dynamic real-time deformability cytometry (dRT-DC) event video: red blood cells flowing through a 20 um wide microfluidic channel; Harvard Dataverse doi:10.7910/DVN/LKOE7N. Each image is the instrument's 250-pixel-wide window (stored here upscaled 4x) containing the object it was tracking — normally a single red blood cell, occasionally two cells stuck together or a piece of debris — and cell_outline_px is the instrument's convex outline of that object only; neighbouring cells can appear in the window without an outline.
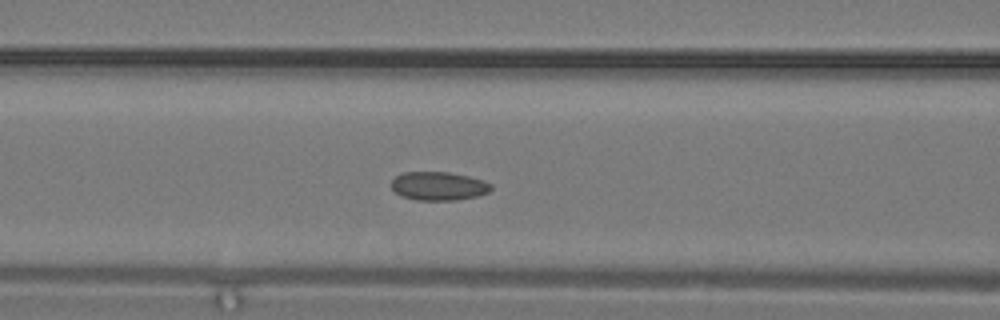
{"species": "common noctule bat (a hibernating species)", "species_latin": "Nyctalus noctula", "temperature_condition": "warm", "stored_images_in_passage": 12, "segment_of_instrument_passage": [1, 2], "camera_frame_rate_fps": 3000, "um_per_image_px": 0.085, "animal": {"sex": "male", "body_mass_g": 19.2, "forearm_length_mm": 51.8}, "frame": {"image": 1, "passage_image": 9, "time_ms": 2.667, "image_size_px": [1000, 320], "cell_outline_px": [[492, 188], [488, 192], [480, 196], [456, 200], [416, 200], [400, 196], [392, 188], [392, 180], [396, 176], [404, 172], [448, 172], [468, 176], [484, 180], [492, 184]], "centroid_in_image_um": [37.3, 15.82], "position_along_channel_um": 129.3, "area_um2": 16.7}}